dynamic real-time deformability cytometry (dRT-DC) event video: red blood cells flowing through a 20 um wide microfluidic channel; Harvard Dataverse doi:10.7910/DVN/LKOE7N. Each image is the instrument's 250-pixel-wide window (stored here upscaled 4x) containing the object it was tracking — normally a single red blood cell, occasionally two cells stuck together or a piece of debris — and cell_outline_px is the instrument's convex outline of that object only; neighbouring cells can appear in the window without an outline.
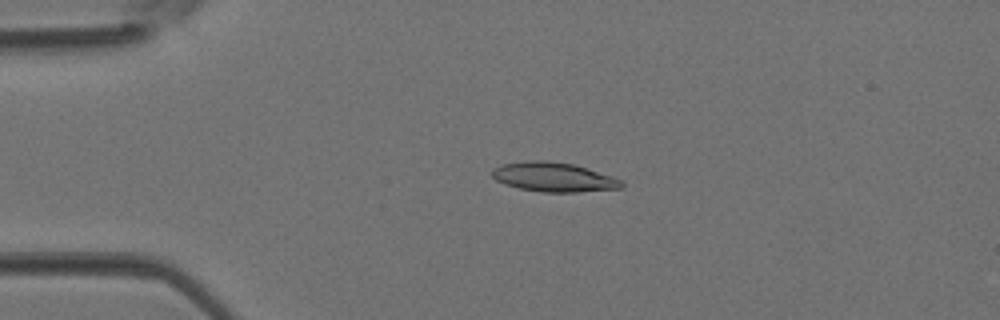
{"species": "Egyptian fruit bat (a non-hibernating species)", "species_latin": "Rousettus aegyptiacus", "temperature_condition": "room temperature", "stored_images_in_passage": 4, "camera_frame_rate_fps": 3000, "um_per_image_px": 0.085, "animal": {"sex": "female"}, "frame": {"image": 1, "passage_image": 3, "time_ms": 0.667, "image_size_px": [1000, 320], "cell_outline_px": [[624, 184], [620, 188], [576, 192], [540, 192], [520, 188], [504, 184], [496, 180], [492, 176], [492, 168], [500, 164], [532, 160], [544, 160], [572, 164], [612, 176], [620, 180]], "centroid_in_image_um": [47.01, 15.05], "position_along_channel_um": 38.0, "area_um2": 21.96}}